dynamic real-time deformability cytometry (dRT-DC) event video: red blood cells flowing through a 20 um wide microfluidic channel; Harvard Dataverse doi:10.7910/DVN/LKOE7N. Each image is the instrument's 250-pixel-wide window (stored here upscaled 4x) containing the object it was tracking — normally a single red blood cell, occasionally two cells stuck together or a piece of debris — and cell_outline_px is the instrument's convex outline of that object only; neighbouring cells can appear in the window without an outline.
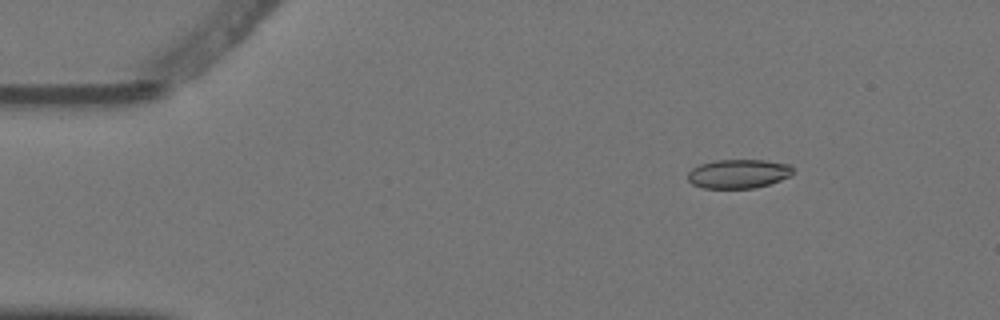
{"species": "Egyptian fruit bat (a non-hibernating species)", "species_latin": "Rousettus aegyptiacus", "temperature_condition": "warm", "stored_images_in_passage": 7, "camera_frame_rate_fps": 3000, "um_per_image_px": 0.085, "animal": {"sex": "female"}, "frame": {"image": 1, "passage_image": 3, "time_ms": 0.667, "image_size_px": [1000, 320], "cell_outline_px": [[792, 176], [756, 188], [704, 188], [692, 184], [688, 180], [688, 172], [692, 168], [700, 164], [712, 160], [764, 160], [788, 164], [792, 168]], "centroid_in_image_um": [62.74, 14.77], "position_along_channel_um": 22.3, "area_um2": 17.8}}
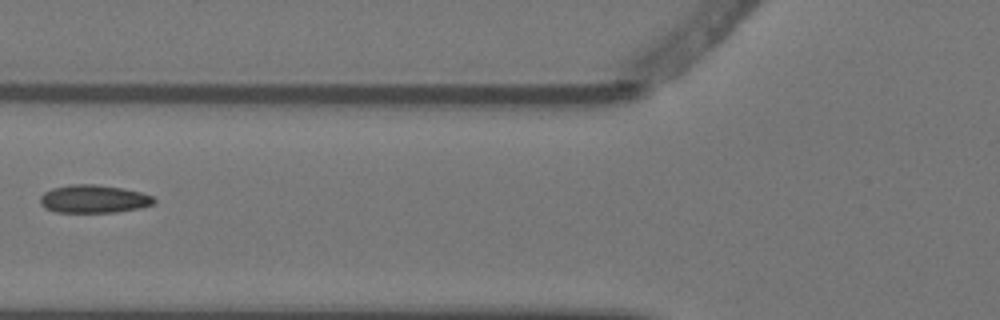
{"frame": {"image": 2, "passage_image": 6, "time_ms": 1.667, "image_size_px": [1000, 320], "cell_outline_px": [[156, 200], [152, 204], [140, 208], [116, 212], [56, 212], [44, 208], [40, 204], [40, 196], [44, 192], [52, 188], [68, 184], [96, 184], [124, 188], [140, 192], [152, 196]], "centroid_in_image_um": [7.93, 16.9], "position_along_channel_um": 117.9, "area_um2": 18.73}}
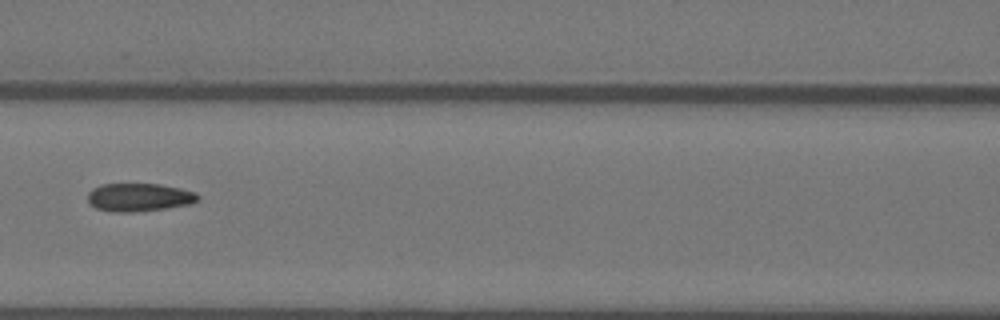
{"frame": {"image": 3, "passage_image": 7, "time_ms": 2.0, "image_size_px": [1000, 320], "cell_outline_px": [[200, 200], [192, 204], [164, 208], [132, 212], [112, 212], [96, 208], [88, 204], [88, 192], [92, 188], [100, 184], [160, 184], [180, 188], [196, 192], [200, 196]], "centroid_in_image_um": [11.82, 16.77], "position_along_channel_um": 154.8, "area_um2": 18.26}}